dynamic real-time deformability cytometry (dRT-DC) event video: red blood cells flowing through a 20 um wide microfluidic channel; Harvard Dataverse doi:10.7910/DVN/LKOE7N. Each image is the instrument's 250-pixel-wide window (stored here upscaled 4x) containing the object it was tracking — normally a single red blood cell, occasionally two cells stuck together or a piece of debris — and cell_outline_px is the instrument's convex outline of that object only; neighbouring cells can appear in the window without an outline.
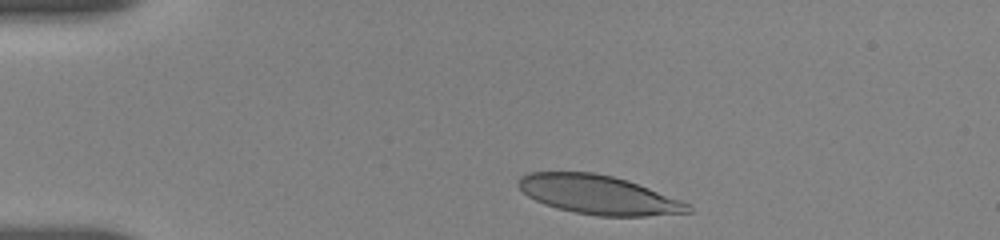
{"species": "human", "species_latin": "Homo sapiens", "temperature_condition": "room temperature", "stored_images_in_passage": 4, "camera_frame_rate_fps": 3000, "um_per_image_px": 0.085, "donor": {"sex": "female"}, "frame": {"image": 1, "passage_image": 1, "time_ms": 0.0, "image_size_px": [1000, 240], "cell_outline_px": [[692, 212], [644, 216], [596, 216], [556, 208], [544, 204], [528, 196], [516, 184], [520, 176], [528, 172], [592, 172], [612, 176], [628, 180], [680, 200], [688, 204], [692, 208]], "centroid_in_image_um": [50.84, 16.55], "position_along_channel_um": 34.2, "area_um2": 38.32}}
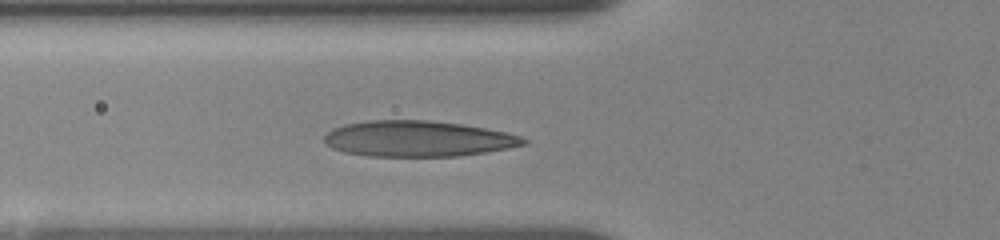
{"frame": {"image": 2, "passage_image": 4, "time_ms": 3.0, "image_size_px": [1000, 240], "cell_outline_px": [[528, 140], [524, 144], [508, 148], [460, 156], [368, 156], [344, 152], [332, 148], [324, 140], [324, 136], [332, 128], [344, 124], [368, 120], [428, 120], [460, 124], [484, 128], [504, 132], [520, 136]], "centroid_in_image_um": [35.48, 11.79], "position_along_channel_um": 90.3, "area_um2": 41.38}}